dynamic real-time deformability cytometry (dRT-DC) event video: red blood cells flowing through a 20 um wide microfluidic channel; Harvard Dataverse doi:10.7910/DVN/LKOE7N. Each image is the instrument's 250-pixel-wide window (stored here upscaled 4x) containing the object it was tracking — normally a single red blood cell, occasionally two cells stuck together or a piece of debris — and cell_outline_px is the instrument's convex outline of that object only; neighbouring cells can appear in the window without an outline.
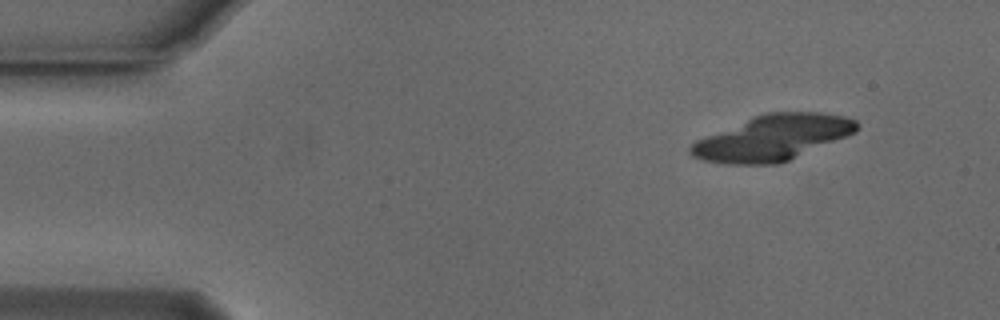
{"species": "Egyptian fruit bat (a non-hibernating species)", "species_latin": "Rousettus aegyptiacus", "temperature_condition": "cold", "stored_images_in_passage": 4, "segment_of_instrument_passage": [1, 2], "camera_frame_rate_fps": 3000, "um_per_image_px": 0.085, "animal": {"sex": "male"}, "frame": {"image": 1, "passage_image": 1, "time_ms": 0.0, "image_size_px": [1000, 320], "cell_outline_px": [[792, 152], [784, 160], [732, 160], [704, 156], [696, 152], [696, 148], [700, 144], [712, 140], [736, 140], [784, 144]], "centroid_in_image_um": [63.2, 12.78], "position_along_channel_um": 21.8, "area_um2": 11.39}}